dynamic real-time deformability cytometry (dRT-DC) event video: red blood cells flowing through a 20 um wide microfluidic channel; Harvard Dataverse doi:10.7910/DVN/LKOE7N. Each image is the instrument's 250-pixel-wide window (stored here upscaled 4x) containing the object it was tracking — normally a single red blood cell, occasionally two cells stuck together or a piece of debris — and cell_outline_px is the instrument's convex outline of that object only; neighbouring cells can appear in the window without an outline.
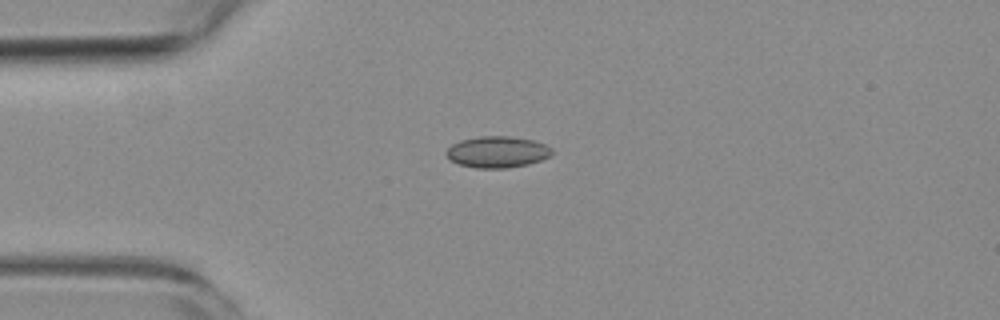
{"species": "common noctule bat (a hibernating species)", "species_latin": "Nyctalus noctula", "temperature_condition": "room temperature", "stored_images_in_passage": 3, "camera_frame_rate_fps": 3000, "um_per_image_px": 0.085, "animal": {"sex": "female", "body_mass_g": 19.3, "forearm_length_mm": 54.1}, "frame": {"image": 1, "passage_image": 2, "time_ms": 1.333, "image_size_px": [1000, 320], "cell_outline_px": [[552, 152], [548, 156], [540, 160], [528, 164], [504, 168], [476, 168], [460, 164], [452, 160], [444, 152], [452, 144], [460, 140], [480, 136], [508, 136], [532, 140], [544, 144], [552, 148]], "centroid_in_image_um": [42.25, 12.91], "position_along_channel_um": 42.7, "area_um2": 19.07}}